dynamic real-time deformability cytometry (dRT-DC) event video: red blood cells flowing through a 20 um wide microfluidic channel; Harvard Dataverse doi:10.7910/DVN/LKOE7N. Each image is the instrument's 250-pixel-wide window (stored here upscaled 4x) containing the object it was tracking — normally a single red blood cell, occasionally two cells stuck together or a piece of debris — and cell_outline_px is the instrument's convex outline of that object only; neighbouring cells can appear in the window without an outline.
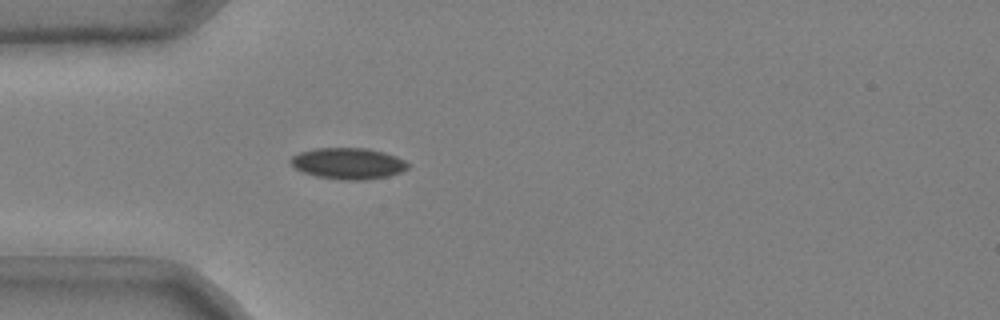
{"species": "common noctule bat (a hibernating species)", "species_latin": "Nyctalus noctula", "temperature_condition": "cold", "stored_images_in_passage": 37, "camera_frame_rate_fps": 3000, "um_per_image_px": 0.085, "animal": {"sex": "male", "body_mass_g": 20.4}, "frame": {"image": 1, "passage_image": 1, "time_ms": 0.0, "image_size_px": [1000, 320], "cell_outline_px": [[408, 168], [400, 172], [388, 176], [364, 180], [344, 180], [316, 176], [304, 172], [296, 168], [288, 160], [292, 156], [300, 152], [316, 148], [364, 148], [384, 152], [396, 156], [404, 160], [408, 164]], "centroid_in_image_um": [29.59, 13.89], "position_along_channel_um": 55.4, "area_um2": 21.21}}
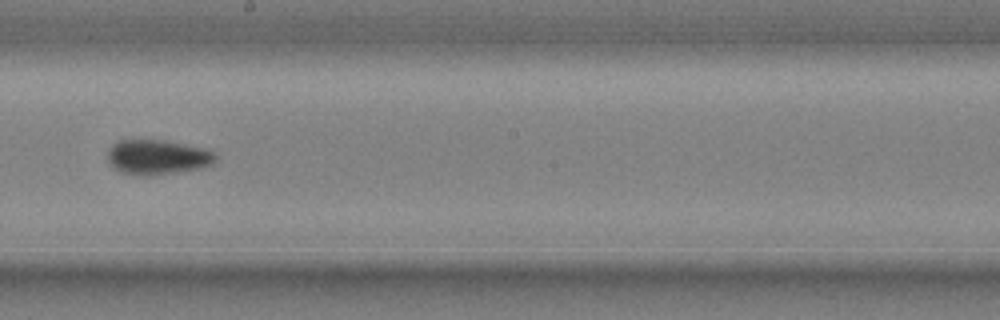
{"frame": {"image": 2, "passage_image": 16, "time_ms": 5.0, "image_size_px": [1000, 320], "cell_outline_px": [[216, 160], [212, 164], [200, 168], [180, 172], [152, 176], [144, 176], [120, 172], [108, 164], [108, 148], [112, 144], [120, 140], [164, 140], [204, 148], [216, 152]], "centroid_in_image_um": [13.38, 13.36], "position_along_channel_um": 234.8, "area_um2": 22.2}}
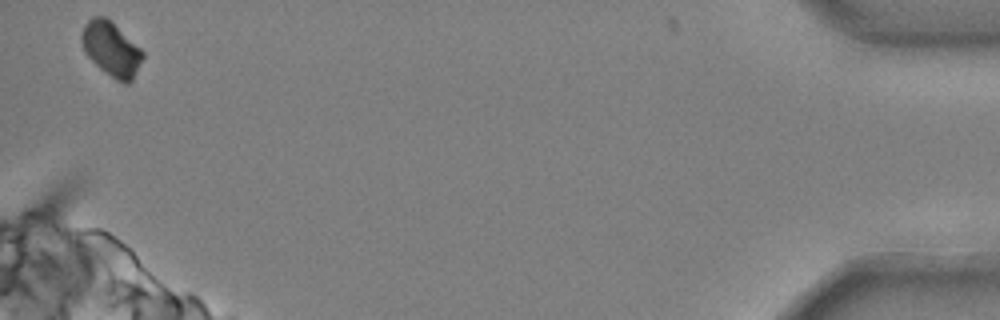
{"frame": {"image": 3, "passage_image": 37, "time_ms": 12.0, "image_size_px": [1000, 320], "cell_outline_px": [[144, 56], [132, 80], [128, 84], [124, 84], [116, 80], [104, 72], [88, 56], [84, 48], [80, 36], [84, 24], [92, 16], [104, 16], [140, 48], [144, 52]], "centroid_in_image_um": [9.45, 4.18], "position_along_channel_um": 425.8, "area_um2": 18.96}, "authors_computed_cell_mechanics": {"area_um2": 21.0392, "velocity_mm_per_s": 3.6878, "shape_relaxation_time_tau1_ms": 6.0144, "shape_relaxation_time_tau2_ms": 1.8121, "deformation_change_tau1": 0.1233, "deformation_change_tau2": 0.0608}}